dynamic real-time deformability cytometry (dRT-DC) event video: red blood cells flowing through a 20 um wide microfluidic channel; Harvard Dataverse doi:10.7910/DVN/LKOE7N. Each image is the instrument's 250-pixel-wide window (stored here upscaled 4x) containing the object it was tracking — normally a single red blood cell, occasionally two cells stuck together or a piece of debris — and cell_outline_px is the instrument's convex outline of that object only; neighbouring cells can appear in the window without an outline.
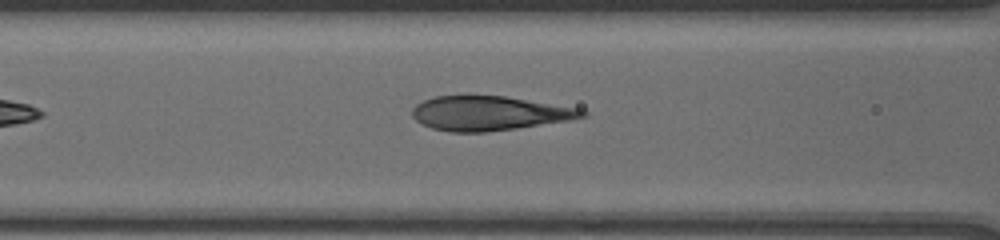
{"species": "human", "species_latin": "Homo sapiens", "temperature_condition": "cold", "stored_images_in_passage": 7, "camera_frame_rate_fps": 3000, "um_per_image_px": 0.085, "donor": {"sex": "male"}, "frame": {"image": 1, "passage_image": 7, "time_ms": 5.0, "image_size_px": [1000, 240], "cell_outline_px": [[588, 116], [568, 120], [516, 128], [484, 132], [452, 132], [432, 128], [416, 120], [412, 116], [412, 108], [416, 104], [424, 100], [436, 96], [504, 96], [580, 108], [588, 112]], "centroid_in_image_um": [41.6, 9.62], "position_along_channel_um": 125.0, "area_um2": 33.76}}